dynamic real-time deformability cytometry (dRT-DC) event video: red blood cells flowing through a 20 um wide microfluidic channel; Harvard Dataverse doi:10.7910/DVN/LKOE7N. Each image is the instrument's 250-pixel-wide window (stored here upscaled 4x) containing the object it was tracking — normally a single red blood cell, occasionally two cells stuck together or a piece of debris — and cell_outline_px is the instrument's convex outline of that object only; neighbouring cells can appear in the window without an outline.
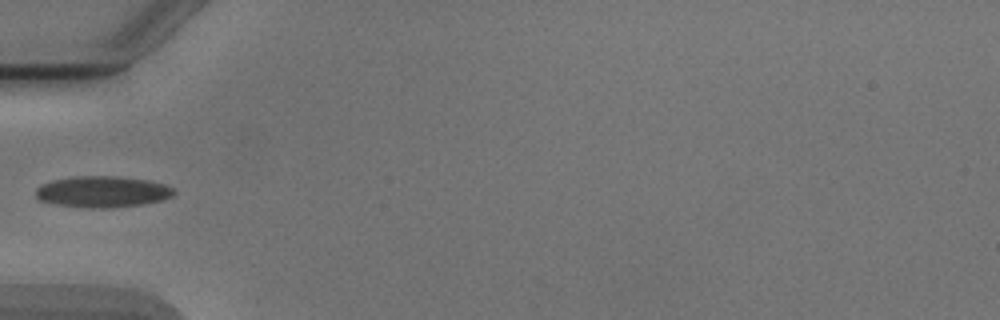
{"species": "Egyptian fruit bat (a non-hibernating species)", "species_latin": "Rousettus aegyptiacus", "temperature_condition": "cold", "stored_images_in_passage": 6, "camera_frame_rate_fps": 3000, "um_per_image_px": 0.085, "animal": {"sex": "male"}, "frame": {"image": 1, "passage_image": 5, "time_ms": 5.0, "image_size_px": [1000, 320], "cell_outline_px": [[176, 192], [172, 196], [164, 200], [144, 204], [112, 208], [84, 208], [60, 204], [40, 200], [36, 196], [36, 188], [52, 180], [72, 176], [116, 176], [148, 180], [164, 184], [172, 188]], "centroid_in_image_um": [8.75, 16.3], "position_along_channel_um": 76.3, "area_um2": 25.2}}
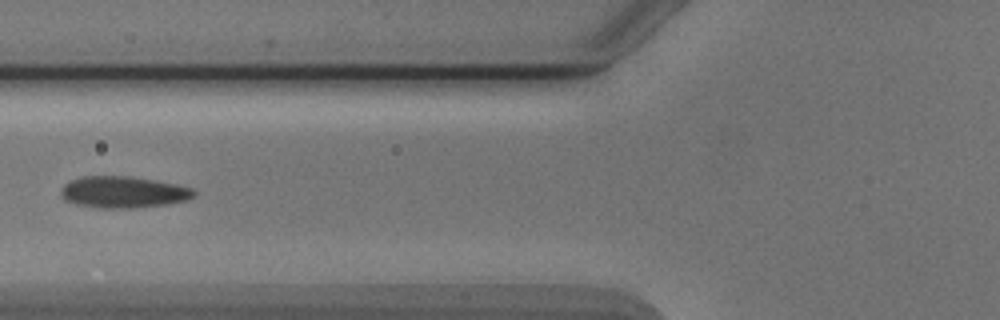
{"frame": {"image": 2, "passage_image": 6, "time_ms": 6.0, "image_size_px": [1000, 320], "cell_outline_px": [[196, 196], [184, 200], [168, 204], [132, 208], [100, 208], [76, 204], [64, 200], [60, 192], [60, 188], [64, 184], [80, 176], [128, 176], [156, 180], [176, 184], [192, 188], [196, 192]], "centroid_in_image_um": [10.46, 16.33], "position_along_channel_um": 115.3, "area_um2": 24.57}}